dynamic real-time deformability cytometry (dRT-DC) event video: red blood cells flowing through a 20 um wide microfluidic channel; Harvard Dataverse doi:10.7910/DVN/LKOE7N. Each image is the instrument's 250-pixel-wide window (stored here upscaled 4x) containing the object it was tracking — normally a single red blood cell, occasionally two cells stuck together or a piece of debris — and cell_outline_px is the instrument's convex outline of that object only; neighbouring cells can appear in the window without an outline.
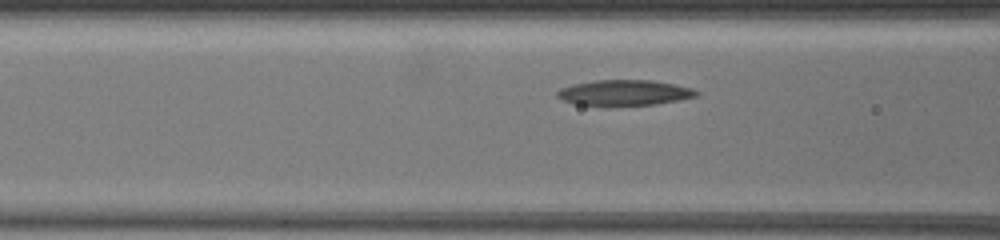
{"species": "common noctule bat (a hibernating species)", "species_latin": "Nyctalus noctula", "temperature_condition": "warm", "stored_images_in_passage": 39, "camera_frame_rate_fps": 3000, "um_per_image_px": 0.085, "animal": {"sex": "female", "body_mass_g": 19.5, "forearm_length_mm": 54.1}, "frame": {"image": 1, "passage_image": 8, "time_ms": 1.667, "image_size_px": [1000, 240], "cell_outline_px": [[700, 92], [696, 96], [656, 104], [604, 108], [576, 104], [564, 100], [556, 96], [556, 92], [560, 88], [572, 84], [596, 80], [652, 80], [692, 88]], "centroid_in_image_um": [53.0, 7.91], "position_along_channel_um": 113.6, "area_um2": 21.27}}
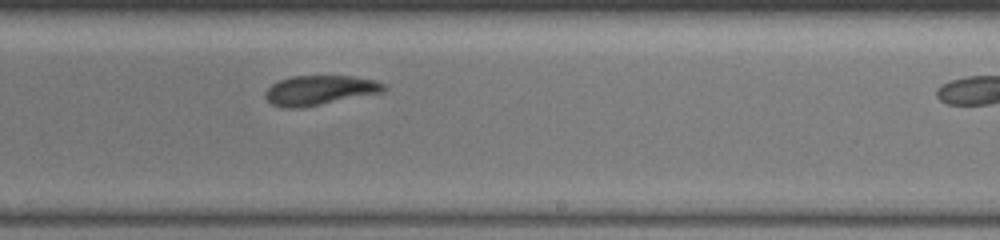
{"frame": {"image": 2, "passage_image": 20, "time_ms": 5.333, "image_size_px": [1000, 240], "cell_outline_px": [[388, 88], [384, 92], [304, 108], [284, 108], [272, 104], [264, 96], [264, 92], [272, 84], [280, 80], [292, 76], [352, 76], [376, 80], [384, 84]], "centroid_in_image_um": [27.19, 7.68], "position_along_channel_um": 261.8, "area_um2": 20.69}}
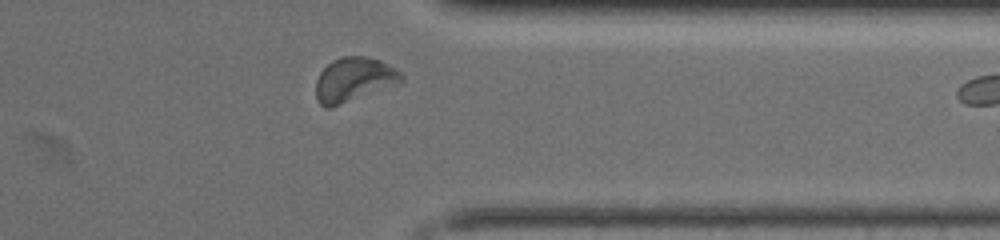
{"frame": {"image": 3, "passage_image": 35, "time_ms": 8.333, "image_size_px": [1000, 240], "cell_outline_px": [[404, 80], [400, 84], [332, 108], [324, 108], [316, 100], [316, 80], [320, 72], [332, 60], [340, 56], [364, 56], [380, 60], [396, 68], [404, 76]], "centroid_in_image_um": [30.09, 6.78], "position_along_channel_um": 381.3, "area_um2": 22.54}, "authors_computed_cell_mechanics": {"area_um2": 20.9236, "velocity_mm_per_s": 4.0567, "shape_relaxation_time_tau1_ms": 2.9462, "shape_relaxation_time_tau2_ms": 3.2027, "deformation_change_tau1": 0.1299, "deformation_change_tau2": 0.1016}}